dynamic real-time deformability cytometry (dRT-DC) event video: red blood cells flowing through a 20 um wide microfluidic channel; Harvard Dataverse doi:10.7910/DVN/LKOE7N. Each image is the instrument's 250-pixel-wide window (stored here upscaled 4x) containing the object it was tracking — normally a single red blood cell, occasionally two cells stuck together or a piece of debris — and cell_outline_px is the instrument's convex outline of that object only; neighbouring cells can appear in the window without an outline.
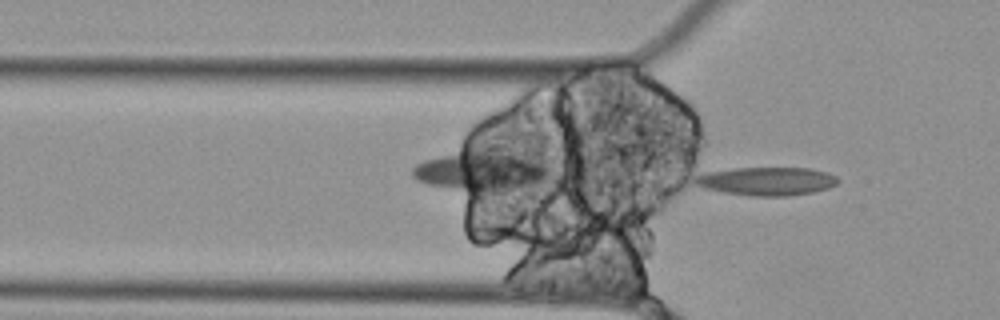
{"species": "Egyptian fruit bat (a non-hibernating species)", "species_latin": "Rousettus aegyptiacus", "temperature_condition": "cold", "stored_images_in_passage": 16, "camera_frame_rate_fps": 3000, "um_per_image_px": 0.085, "animal": {"sex": "female"}, "frame": {"image": 1, "passage_image": 16, "time_ms": 5.0, "image_size_px": [1000, 320], "cell_outline_px": [[840, 180], [836, 184], [828, 188], [812, 192], [788, 196], [752, 196], [724, 192], [704, 188], [696, 184], [692, 180], [696, 176], [704, 172], [732, 168], [812, 168], [828, 172], [836, 176]], "centroid_in_image_um": [65.17, 15.39], "position_along_channel_um": 60.6, "area_um2": 23.76}}